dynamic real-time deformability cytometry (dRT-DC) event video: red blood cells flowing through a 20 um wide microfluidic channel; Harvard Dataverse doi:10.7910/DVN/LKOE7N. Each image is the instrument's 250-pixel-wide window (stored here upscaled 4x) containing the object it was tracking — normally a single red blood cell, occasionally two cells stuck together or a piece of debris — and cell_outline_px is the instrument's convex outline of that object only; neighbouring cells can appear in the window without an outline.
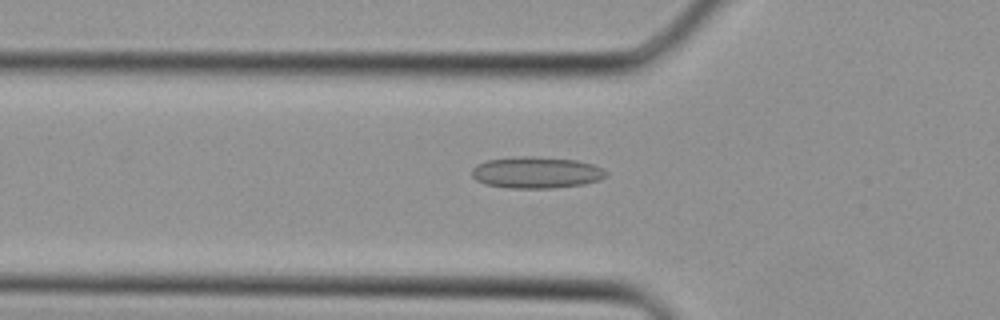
{"species": "Egyptian fruit bat (a non-hibernating species)", "species_latin": "Rousettus aegyptiacus", "temperature_condition": "cold", "stored_images_in_passage": 31, "camera_frame_rate_fps": 3000, "um_per_image_px": 0.085, "animal": {"sex": "female"}, "frame": {"image": 1, "passage_image": 8, "time_ms": 2.333, "image_size_px": [1000, 320], "cell_outline_px": [[608, 176], [600, 180], [584, 184], [552, 188], [508, 188], [484, 184], [476, 180], [472, 176], [472, 168], [476, 164], [488, 160], [520, 156], [532, 156], [576, 160], [592, 164], [604, 168], [608, 172]], "centroid_in_image_um": [45.61, 14.67], "position_along_channel_um": 80.2, "area_um2": 24.85}}
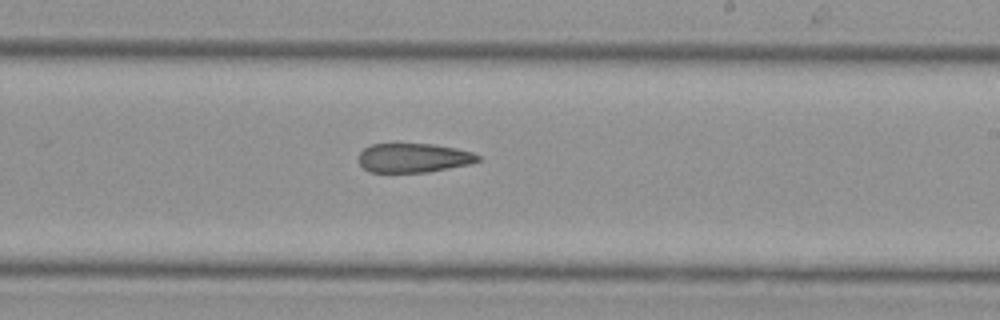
{"frame": {"image": 2, "passage_image": 17, "time_ms": 5.333, "image_size_px": [1000, 320], "cell_outline_px": [[484, 160], [472, 164], [428, 172], [368, 172], [360, 164], [360, 152], [364, 148], [372, 144], [432, 144], [456, 148], [472, 152], [480, 156]], "centroid_in_image_um": [35.21, 13.42], "position_along_channel_um": 253.8, "area_um2": 20.4}}
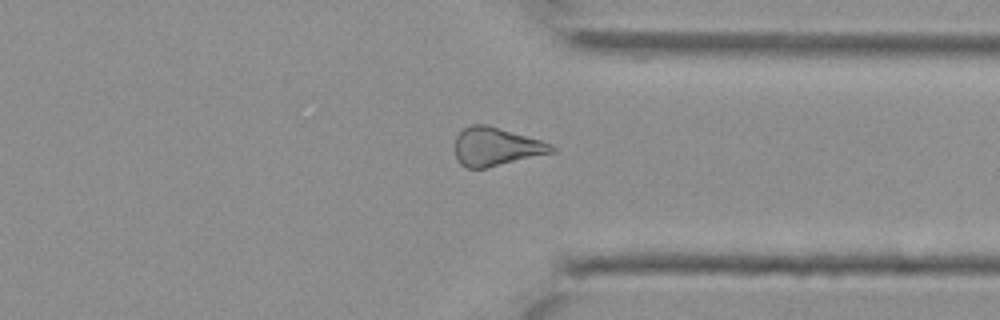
{"frame": {"image": 3, "passage_image": 23, "time_ms": 7.333, "image_size_px": [1000, 320], "cell_outline_px": [[556, 152], [488, 168], [468, 168], [460, 164], [456, 156], [452, 144], [456, 136], [464, 128], [472, 124], [488, 124], [540, 140], [552, 144], [556, 148]], "centroid_in_image_um": [42.15, 12.47], "position_along_channel_um": 369.3, "area_um2": 22.02}}